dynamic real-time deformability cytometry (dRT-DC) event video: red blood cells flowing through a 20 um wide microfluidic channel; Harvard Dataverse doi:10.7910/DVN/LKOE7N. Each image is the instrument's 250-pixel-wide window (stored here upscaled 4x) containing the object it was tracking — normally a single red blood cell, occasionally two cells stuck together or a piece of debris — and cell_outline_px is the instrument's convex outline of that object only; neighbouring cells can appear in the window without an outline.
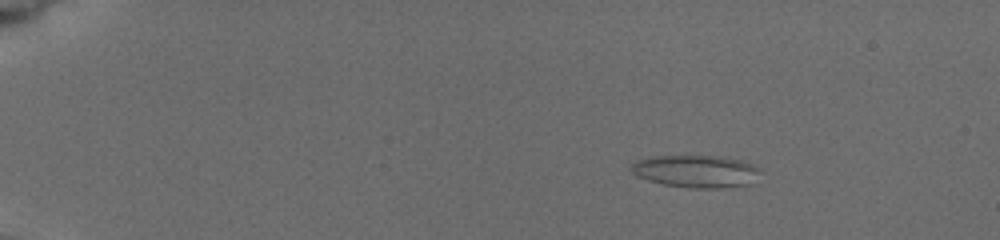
{"species": "common noctule bat (a hibernating species)", "species_latin": "Nyctalus noctula", "temperature_condition": "cold", "stored_images_in_passage": 11, "camera_frame_rate_fps": 3000, "um_per_image_px": 0.085, "animal": {"sex": "female", "body_mass_g": 19.5, "forearm_length_mm": 54.1}, "frame": {"image": 1, "passage_image": 2, "time_ms": 1.667, "image_size_px": [1000, 240], "cell_outline_px": [[756, 168], [752, 184], [720, 188], [688, 188], [664, 184], [648, 180], [636, 176], [632, 172], [632, 164], [636, 160], [656, 156], [712, 156], [740, 160]], "centroid_in_image_um": [59.06, 14.57], "position_along_channel_um": 25.9, "area_um2": 23.76}}
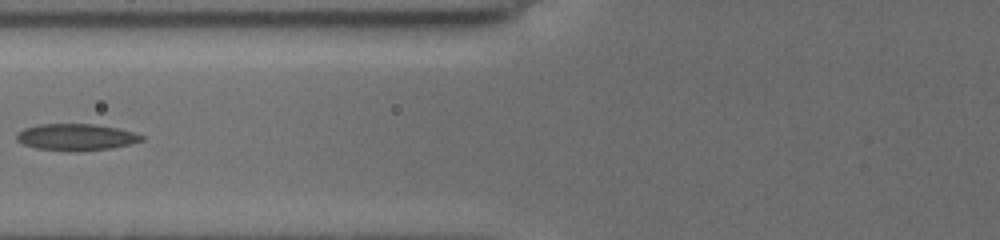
{"frame": {"image": 2, "passage_image": 8, "time_ms": 7.0, "image_size_px": [1000, 240], "cell_outline_px": [[144, 140], [112, 148], [80, 152], [68, 152], [36, 148], [24, 144], [16, 140], [16, 132], [24, 128], [36, 124], [92, 124], [116, 128], [132, 132], [144, 136]], "centroid_in_image_um": [6.42, 11.67], "position_along_channel_um": 119.4, "area_um2": 19.59}}
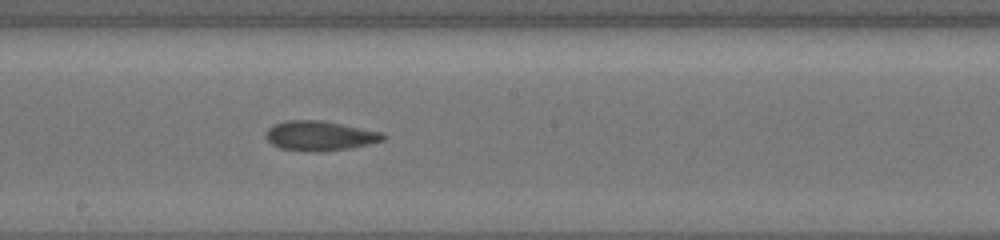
{"frame": {"image": 3, "passage_image": 11, "time_ms": 9.667, "image_size_px": [1000, 240], "cell_outline_px": [[388, 136], [384, 140], [368, 144], [348, 148], [316, 152], [304, 152], [280, 148], [272, 144], [264, 136], [268, 128], [276, 124], [288, 120], [320, 120], [380, 132]], "centroid_in_image_um": [27.15, 11.55], "position_along_channel_um": 221.1, "area_um2": 20.11}}